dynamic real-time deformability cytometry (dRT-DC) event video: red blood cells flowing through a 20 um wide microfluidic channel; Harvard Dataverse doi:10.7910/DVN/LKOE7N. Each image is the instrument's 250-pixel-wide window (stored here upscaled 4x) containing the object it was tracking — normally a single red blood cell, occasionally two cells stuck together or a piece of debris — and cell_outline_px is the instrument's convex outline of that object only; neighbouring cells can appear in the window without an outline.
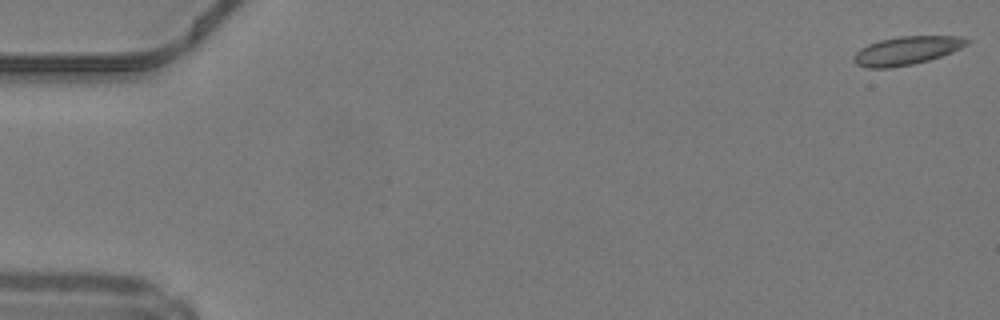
{"species": "common noctule bat (a hibernating species)", "species_latin": "Nyctalus noctula", "temperature_condition": "warm", "stored_images_in_passage": 8, "camera_frame_rate_fps": 3000, "um_per_image_px": 0.085, "animal": {"sex": "male", "body_mass_g": 19.2, "forearm_length_mm": 51.8}, "frame": {"image": 1, "passage_image": 1, "time_ms": 0.0, "image_size_px": [1000, 320], "cell_outline_px": [[972, 40], [968, 44], [952, 52], [928, 60], [912, 64], [888, 68], [868, 68], [856, 64], [852, 60], [856, 52], [860, 48], [868, 44], [880, 40], [900, 36], [960, 36]], "centroid_in_image_um": [77.06, 4.29], "position_along_channel_um": 7.9, "area_um2": 18.67}}